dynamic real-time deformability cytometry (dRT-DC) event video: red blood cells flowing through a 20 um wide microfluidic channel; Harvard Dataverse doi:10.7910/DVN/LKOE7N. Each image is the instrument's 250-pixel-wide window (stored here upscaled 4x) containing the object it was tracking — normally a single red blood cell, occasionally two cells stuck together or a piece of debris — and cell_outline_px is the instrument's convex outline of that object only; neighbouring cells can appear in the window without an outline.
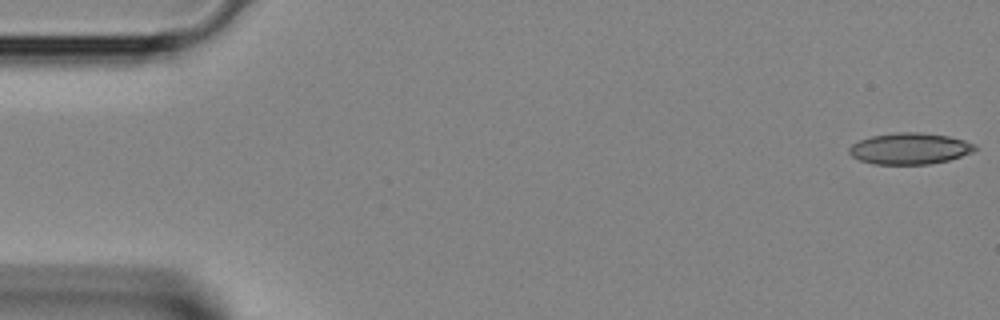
{"species": "Egyptian fruit bat (a non-hibernating species)", "species_latin": "Rousettus aegyptiacus", "temperature_condition": "room temperature", "stored_images_in_passage": 3, "segment_of_instrument_passage": [2, 2], "camera_frame_rate_fps": 3000, "um_per_image_px": 0.085, "animal": {"sex": "female"}, "frame": {"image": 1, "passage_image": 3, "time_ms": 0.667, "image_size_px": [1000, 320], "cell_outline_px": [[976, 148], [972, 152], [948, 160], [928, 164], [876, 164], [860, 160], [852, 156], [848, 152], [848, 148], [852, 144], [860, 140], [872, 136], [896, 132], [920, 132], [948, 136], [964, 140], [976, 144]], "centroid_in_image_um": [77.32, 12.62], "position_along_channel_um": 7.7, "area_um2": 22.83}}